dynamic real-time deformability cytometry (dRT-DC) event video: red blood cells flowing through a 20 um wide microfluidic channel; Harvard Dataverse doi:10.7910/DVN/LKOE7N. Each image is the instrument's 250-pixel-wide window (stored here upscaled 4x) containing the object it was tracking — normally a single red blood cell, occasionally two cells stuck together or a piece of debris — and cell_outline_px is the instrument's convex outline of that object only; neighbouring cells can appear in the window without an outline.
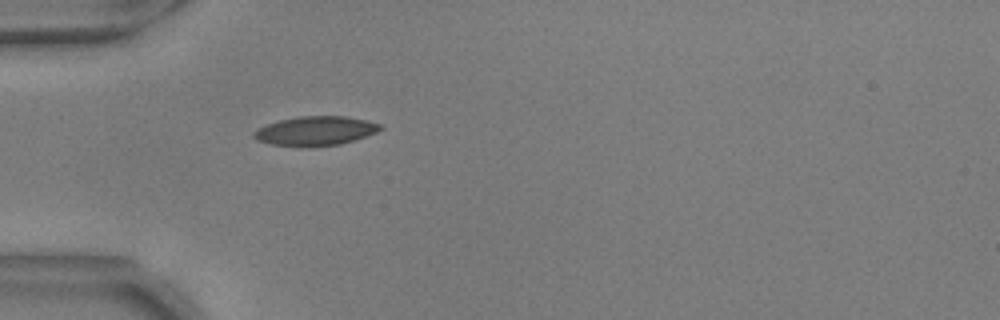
{"species": "common noctule bat (a hibernating species)", "species_latin": "Nyctalus noctula", "temperature_condition": "warm", "stored_images_in_passage": 15, "camera_frame_rate_fps": 3000, "um_per_image_px": 0.085, "animal": {"sex": "male", "body_mass_g": 17.9, "forearm_length_mm": 54.2}, "frame": {"image": 1, "passage_image": 1, "time_ms": 0.0, "image_size_px": [1000, 320], "cell_outline_px": [[384, 128], [376, 132], [340, 144], [308, 148], [300, 148], [272, 144], [256, 140], [252, 136], [252, 132], [268, 124], [280, 120], [300, 116], [344, 116], [368, 120], [380, 124]], "centroid_in_image_um": [26.79, 11.14], "position_along_channel_um": 58.2, "area_um2": 21.68}}
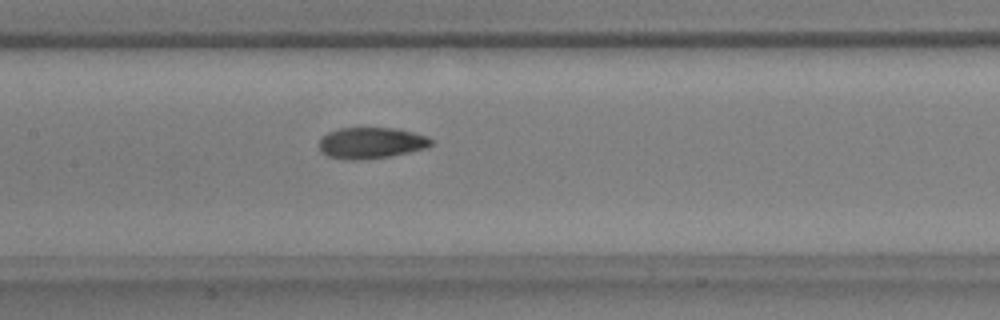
{"frame": {"image": 2, "passage_image": 11, "time_ms": 3.333, "image_size_px": [1000, 320], "cell_outline_px": [[432, 144], [428, 148], [388, 156], [356, 160], [352, 160], [328, 156], [320, 152], [320, 140], [328, 132], [340, 128], [396, 128], [428, 136], [432, 140]], "centroid_in_image_um": [31.56, 12.14], "position_along_channel_um": 175.8, "area_um2": 20.17}}